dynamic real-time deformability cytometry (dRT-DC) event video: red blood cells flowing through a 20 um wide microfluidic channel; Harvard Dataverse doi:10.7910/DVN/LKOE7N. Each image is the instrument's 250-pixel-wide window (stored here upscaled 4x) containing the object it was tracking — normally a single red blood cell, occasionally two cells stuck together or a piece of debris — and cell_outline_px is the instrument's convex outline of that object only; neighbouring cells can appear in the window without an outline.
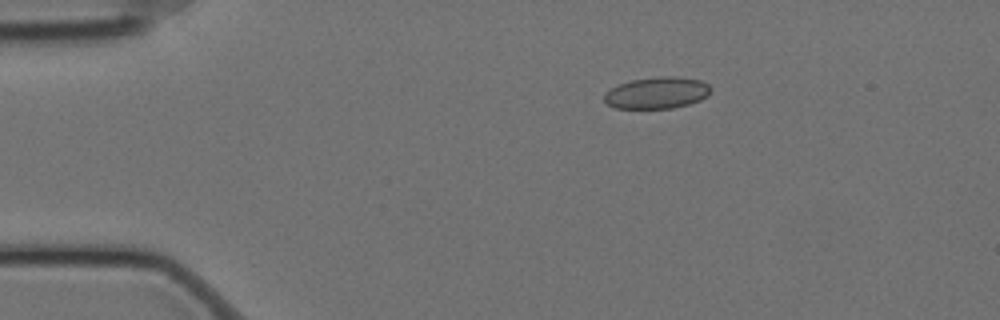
{"species": "Egyptian fruit bat (a non-hibernating species)", "species_latin": "Rousettus aegyptiacus", "temperature_condition": "cold", "stored_images_in_passage": 46, "camera_frame_rate_fps": 3000, "um_per_image_px": 0.085, "animal": {"sex": "female"}, "frame": {"image": 1, "passage_image": 1, "time_ms": 0.0, "image_size_px": [1000, 320], "cell_outline_px": [[712, 88], [708, 96], [700, 100], [688, 104], [672, 108], [616, 108], [608, 104], [604, 100], [604, 92], [620, 84], [632, 80], [664, 76], [676, 76], [700, 80], [708, 84]], "centroid_in_image_um": [55.86, 7.89], "position_along_channel_um": 29.1, "area_um2": 19.54}}
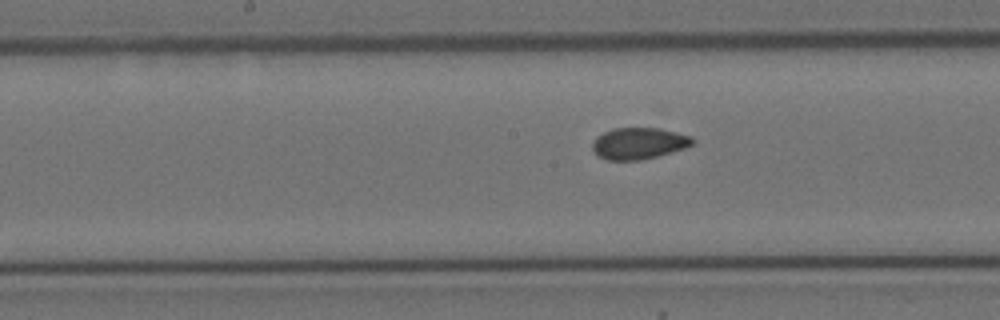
{"frame": {"image": 2, "passage_image": 20, "time_ms": 6.333, "image_size_px": [1000, 320], "cell_outline_px": [[696, 140], [692, 144], [684, 148], [656, 156], [640, 160], [608, 160], [600, 156], [592, 148], [592, 140], [596, 136], [612, 128], [660, 128], [692, 136]], "centroid_in_image_um": [54.29, 12.17], "position_along_channel_um": 193.9, "area_um2": 18.32}}
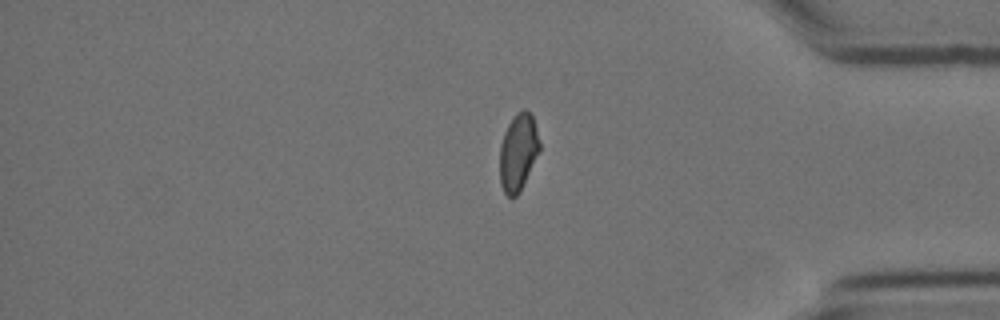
{"frame": {"image": 3, "passage_image": 39, "time_ms": 12.667, "image_size_px": [1000, 320], "cell_outline_px": [[540, 148], [520, 192], [516, 196], [508, 196], [504, 192], [500, 184], [500, 144], [504, 132], [512, 116], [516, 112], [524, 108], [532, 116], [536, 128], [540, 144]], "centroid_in_image_um": [44.02, 12.92], "position_along_channel_um": 391.2, "area_um2": 17.8}}